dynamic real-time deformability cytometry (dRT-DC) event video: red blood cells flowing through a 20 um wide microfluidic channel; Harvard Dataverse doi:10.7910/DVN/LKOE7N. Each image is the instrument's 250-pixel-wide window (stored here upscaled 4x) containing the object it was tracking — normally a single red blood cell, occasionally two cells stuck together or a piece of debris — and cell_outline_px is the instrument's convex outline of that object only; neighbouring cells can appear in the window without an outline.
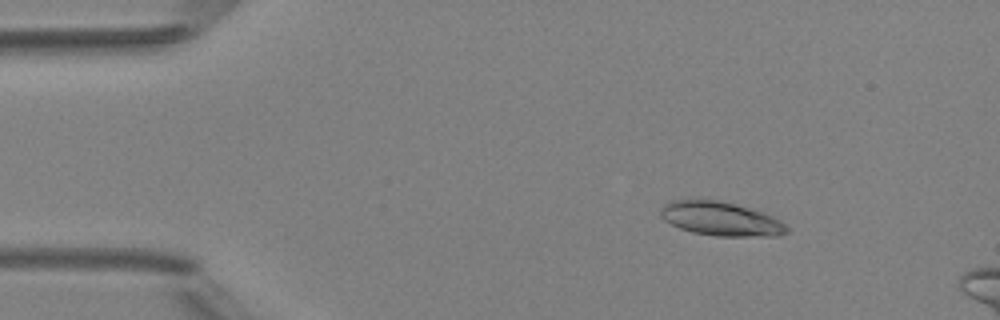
{"species": "Egyptian fruit bat (a non-hibernating species)", "species_latin": "Rousettus aegyptiacus", "temperature_condition": "room temperature", "stored_images_in_passage": 5, "camera_frame_rate_fps": 3000, "um_per_image_px": 0.085, "animal": {"sex": "female"}, "frame": {"image": 1, "passage_image": 3, "time_ms": 2.333, "image_size_px": [1000, 320], "cell_outline_px": [[788, 232], [776, 236], [716, 236], [692, 232], [680, 228], [664, 220], [660, 216], [660, 208], [668, 200], [716, 200], [748, 208], [772, 216], [780, 220], [788, 228]], "centroid_in_image_um": [61.23, 18.61], "position_along_channel_um": 23.8, "area_um2": 24.68}}